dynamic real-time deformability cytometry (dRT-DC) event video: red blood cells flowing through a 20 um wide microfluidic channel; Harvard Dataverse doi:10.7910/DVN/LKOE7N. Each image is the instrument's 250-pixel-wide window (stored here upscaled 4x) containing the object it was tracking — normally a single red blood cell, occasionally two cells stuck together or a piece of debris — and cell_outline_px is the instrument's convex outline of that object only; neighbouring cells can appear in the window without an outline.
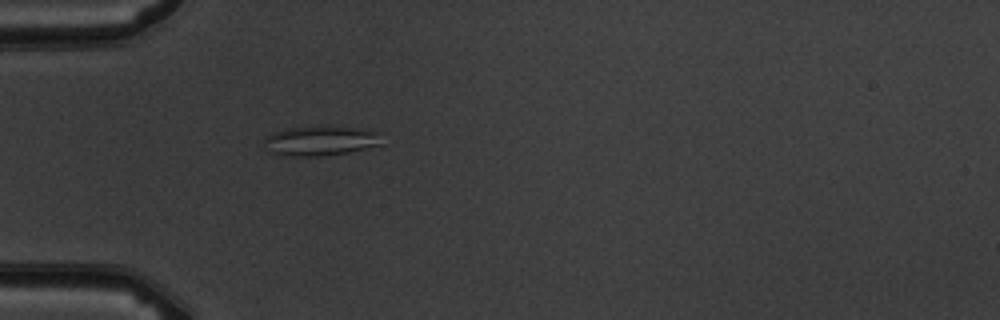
{"species": "common noctule bat (a hibernating species)", "species_latin": "Nyctalus noctula", "temperature_condition": "warm", "stored_images_in_passage": 1, "camera_frame_rate_fps": 3000, "um_per_image_px": 0.085, "animal": {"sex": "male", "body_mass_g": 19.5, "forearm_length_mm": 54.6}, "frame": {"image": 1, "passage_image": 1, "time_ms": 0.0, "image_size_px": [1000, 320], "cell_outline_px": [[384, 144], [348, 152], [324, 156], [284, 156], [272, 152], [264, 140], [264, 136], [288, 128], [324, 124], [356, 128], [380, 132]], "centroid_in_image_um": [27.31, 11.94], "position_along_channel_um": 57.7, "area_um2": 20.75}}